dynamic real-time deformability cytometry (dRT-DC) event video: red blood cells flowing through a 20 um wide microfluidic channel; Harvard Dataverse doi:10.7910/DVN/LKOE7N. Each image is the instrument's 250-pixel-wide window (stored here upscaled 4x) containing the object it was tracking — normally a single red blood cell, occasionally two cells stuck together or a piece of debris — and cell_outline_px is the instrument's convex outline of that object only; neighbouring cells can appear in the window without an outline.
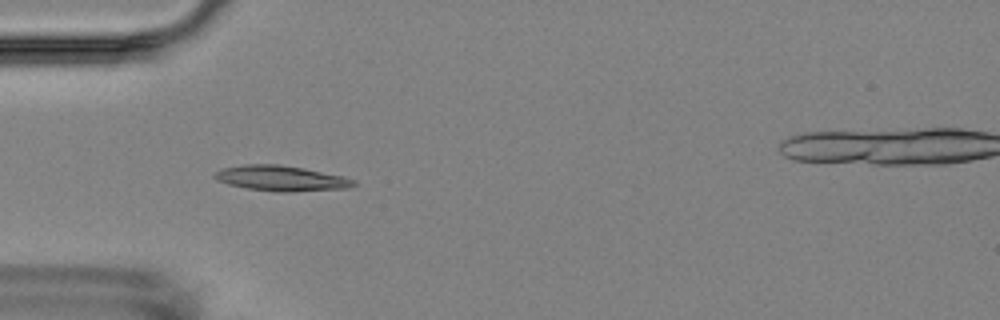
{"species": "Egyptian fruit bat (a non-hibernating species)", "species_latin": "Rousettus aegyptiacus", "temperature_condition": "room temperature", "stored_images_in_passage": 2, "camera_frame_rate_fps": 3000, "um_per_image_px": 0.085, "animal": {"sex": "female"}, "frame": {"image": 1, "passage_image": 1, "time_ms": 0.0, "image_size_px": [1000, 320], "cell_outline_px": [[356, 184], [348, 188], [292, 192], [276, 192], [248, 188], [228, 184], [216, 180], [212, 176], [216, 172], [224, 168], [244, 164], [280, 164], [304, 168], [340, 176], [356, 180]], "centroid_in_image_um": [23.88, 15.16], "position_along_channel_um": 61.1, "area_um2": 20.46}}
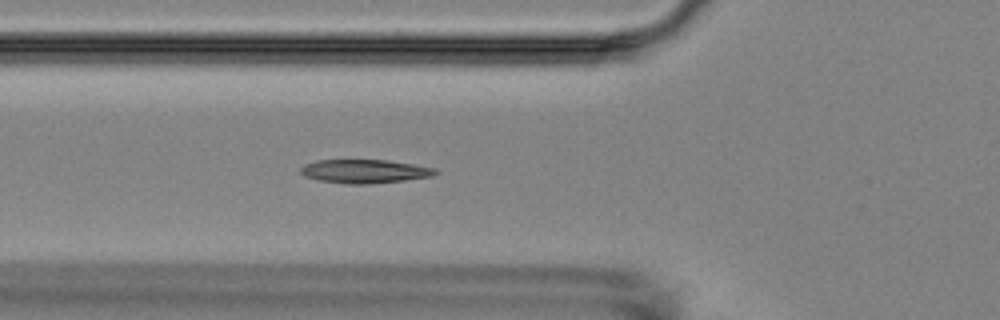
{"frame": {"image": 2, "passage_image": 2, "time_ms": 1.0, "image_size_px": [1000, 320], "cell_outline_px": [[440, 172], [432, 176], [404, 180], [368, 184], [348, 184], [320, 180], [304, 176], [300, 172], [300, 168], [304, 164], [316, 160], [388, 160], [436, 168]], "centroid_in_image_um": [30.99, 14.55], "position_along_channel_um": 94.8, "area_um2": 18.55}}